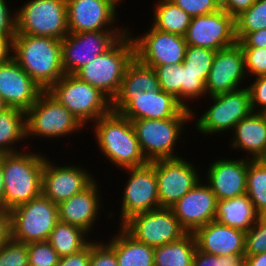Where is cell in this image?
Listing matches in <instances>:
<instances>
[{
    "label": "cell",
    "mask_w": 266,
    "mask_h": 266,
    "mask_svg": "<svg viewBox=\"0 0 266 266\" xmlns=\"http://www.w3.org/2000/svg\"><path fill=\"white\" fill-rule=\"evenodd\" d=\"M244 55L245 71L255 77L266 74V48L241 47ZM248 71V72H247Z\"/></svg>",
    "instance_id": "obj_43"
},
{
    "label": "cell",
    "mask_w": 266,
    "mask_h": 266,
    "mask_svg": "<svg viewBox=\"0 0 266 266\" xmlns=\"http://www.w3.org/2000/svg\"><path fill=\"white\" fill-rule=\"evenodd\" d=\"M194 116H175L167 119L132 120L141 150L148 162L178 158L174 146L180 139L186 122Z\"/></svg>",
    "instance_id": "obj_8"
},
{
    "label": "cell",
    "mask_w": 266,
    "mask_h": 266,
    "mask_svg": "<svg viewBox=\"0 0 266 266\" xmlns=\"http://www.w3.org/2000/svg\"><path fill=\"white\" fill-rule=\"evenodd\" d=\"M121 227L136 241L154 248L176 241L187 233L170 208L133 215Z\"/></svg>",
    "instance_id": "obj_11"
},
{
    "label": "cell",
    "mask_w": 266,
    "mask_h": 266,
    "mask_svg": "<svg viewBox=\"0 0 266 266\" xmlns=\"http://www.w3.org/2000/svg\"><path fill=\"white\" fill-rule=\"evenodd\" d=\"M13 59L44 91L65 74L59 39L15 34Z\"/></svg>",
    "instance_id": "obj_1"
},
{
    "label": "cell",
    "mask_w": 266,
    "mask_h": 266,
    "mask_svg": "<svg viewBox=\"0 0 266 266\" xmlns=\"http://www.w3.org/2000/svg\"><path fill=\"white\" fill-rule=\"evenodd\" d=\"M192 266H246V255H214L196 249Z\"/></svg>",
    "instance_id": "obj_40"
},
{
    "label": "cell",
    "mask_w": 266,
    "mask_h": 266,
    "mask_svg": "<svg viewBox=\"0 0 266 266\" xmlns=\"http://www.w3.org/2000/svg\"><path fill=\"white\" fill-rule=\"evenodd\" d=\"M191 18L220 10V0H170Z\"/></svg>",
    "instance_id": "obj_44"
},
{
    "label": "cell",
    "mask_w": 266,
    "mask_h": 266,
    "mask_svg": "<svg viewBox=\"0 0 266 266\" xmlns=\"http://www.w3.org/2000/svg\"><path fill=\"white\" fill-rule=\"evenodd\" d=\"M89 266H118L114 249L102 242L91 241V258Z\"/></svg>",
    "instance_id": "obj_45"
},
{
    "label": "cell",
    "mask_w": 266,
    "mask_h": 266,
    "mask_svg": "<svg viewBox=\"0 0 266 266\" xmlns=\"http://www.w3.org/2000/svg\"><path fill=\"white\" fill-rule=\"evenodd\" d=\"M47 159L42 171V194L56 205L82 192L95 181L81 166H54Z\"/></svg>",
    "instance_id": "obj_19"
},
{
    "label": "cell",
    "mask_w": 266,
    "mask_h": 266,
    "mask_svg": "<svg viewBox=\"0 0 266 266\" xmlns=\"http://www.w3.org/2000/svg\"><path fill=\"white\" fill-rule=\"evenodd\" d=\"M47 92L64 105L81 123L97 121L112 110V101L98 88L74 74H64Z\"/></svg>",
    "instance_id": "obj_5"
},
{
    "label": "cell",
    "mask_w": 266,
    "mask_h": 266,
    "mask_svg": "<svg viewBox=\"0 0 266 266\" xmlns=\"http://www.w3.org/2000/svg\"><path fill=\"white\" fill-rule=\"evenodd\" d=\"M141 37L132 38L135 57L150 66L174 65L184 61L188 44L184 36L167 33L154 28Z\"/></svg>",
    "instance_id": "obj_17"
},
{
    "label": "cell",
    "mask_w": 266,
    "mask_h": 266,
    "mask_svg": "<svg viewBox=\"0 0 266 266\" xmlns=\"http://www.w3.org/2000/svg\"><path fill=\"white\" fill-rule=\"evenodd\" d=\"M246 266H266V252L246 255Z\"/></svg>",
    "instance_id": "obj_53"
},
{
    "label": "cell",
    "mask_w": 266,
    "mask_h": 266,
    "mask_svg": "<svg viewBox=\"0 0 266 266\" xmlns=\"http://www.w3.org/2000/svg\"><path fill=\"white\" fill-rule=\"evenodd\" d=\"M91 258V241L80 251L59 258L57 266H89Z\"/></svg>",
    "instance_id": "obj_48"
},
{
    "label": "cell",
    "mask_w": 266,
    "mask_h": 266,
    "mask_svg": "<svg viewBox=\"0 0 266 266\" xmlns=\"http://www.w3.org/2000/svg\"><path fill=\"white\" fill-rule=\"evenodd\" d=\"M6 0H0V37H15L16 16L10 12V7Z\"/></svg>",
    "instance_id": "obj_47"
},
{
    "label": "cell",
    "mask_w": 266,
    "mask_h": 266,
    "mask_svg": "<svg viewBox=\"0 0 266 266\" xmlns=\"http://www.w3.org/2000/svg\"><path fill=\"white\" fill-rule=\"evenodd\" d=\"M256 0H220V8L236 18L243 11L248 10Z\"/></svg>",
    "instance_id": "obj_50"
},
{
    "label": "cell",
    "mask_w": 266,
    "mask_h": 266,
    "mask_svg": "<svg viewBox=\"0 0 266 266\" xmlns=\"http://www.w3.org/2000/svg\"><path fill=\"white\" fill-rule=\"evenodd\" d=\"M248 160L217 159L210 164L206 180L217 200L231 199L246 194Z\"/></svg>",
    "instance_id": "obj_23"
},
{
    "label": "cell",
    "mask_w": 266,
    "mask_h": 266,
    "mask_svg": "<svg viewBox=\"0 0 266 266\" xmlns=\"http://www.w3.org/2000/svg\"><path fill=\"white\" fill-rule=\"evenodd\" d=\"M10 213L12 240L25 244L47 241L59 222L58 205L43 194L15 207Z\"/></svg>",
    "instance_id": "obj_7"
},
{
    "label": "cell",
    "mask_w": 266,
    "mask_h": 266,
    "mask_svg": "<svg viewBox=\"0 0 266 266\" xmlns=\"http://www.w3.org/2000/svg\"><path fill=\"white\" fill-rule=\"evenodd\" d=\"M96 180L82 192L58 205L59 221L77 226L87 233L100 212V198Z\"/></svg>",
    "instance_id": "obj_25"
},
{
    "label": "cell",
    "mask_w": 266,
    "mask_h": 266,
    "mask_svg": "<svg viewBox=\"0 0 266 266\" xmlns=\"http://www.w3.org/2000/svg\"><path fill=\"white\" fill-rule=\"evenodd\" d=\"M25 138L26 112L12 107L0 111V154L18 152L14 144Z\"/></svg>",
    "instance_id": "obj_30"
},
{
    "label": "cell",
    "mask_w": 266,
    "mask_h": 266,
    "mask_svg": "<svg viewBox=\"0 0 266 266\" xmlns=\"http://www.w3.org/2000/svg\"><path fill=\"white\" fill-rule=\"evenodd\" d=\"M259 219L247 194L231 199L217 200L215 221L247 232Z\"/></svg>",
    "instance_id": "obj_27"
},
{
    "label": "cell",
    "mask_w": 266,
    "mask_h": 266,
    "mask_svg": "<svg viewBox=\"0 0 266 266\" xmlns=\"http://www.w3.org/2000/svg\"><path fill=\"white\" fill-rule=\"evenodd\" d=\"M156 71L136 57L128 64L118 94H139L159 90Z\"/></svg>",
    "instance_id": "obj_31"
},
{
    "label": "cell",
    "mask_w": 266,
    "mask_h": 266,
    "mask_svg": "<svg viewBox=\"0 0 266 266\" xmlns=\"http://www.w3.org/2000/svg\"><path fill=\"white\" fill-rule=\"evenodd\" d=\"M16 34L62 40L69 34L66 0H30L19 8Z\"/></svg>",
    "instance_id": "obj_6"
},
{
    "label": "cell",
    "mask_w": 266,
    "mask_h": 266,
    "mask_svg": "<svg viewBox=\"0 0 266 266\" xmlns=\"http://www.w3.org/2000/svg\"><path fill=\"white\" fill-rule=\"evenodd\" d=\"M204 94H206V83L202 80V74L190 71L182 62L181 104L186 109L192 110L183 99H197Z\"/></svg>",
    "instance_id": "obj_38"
},
{
    "label": "cell",
    "mask_w": 266,
    "mask_h": 266,
    "mask_svg": "<svg viewBox=\"0 0 266 266\" xmlns=\"http://www.w3.org/2000/svg\"><path fill=\"white\" fill-rule=\"evenodd\" d=\"M216 51L188 45L183 65L194 73L202 74V80L206 83Z\"/></svg>",
    "instance_id": "obj_36"
},
{
    "label": "cell",
    "mask_w": 266,
    "mask_h": 266,
    "mask_svg": "<svg viewBox=\"0 0 266 266\" xmlns=\"http://www.w3.org/2000/svg\"><path fill=\"white\" fill-rule=\"evenodd\" d=\"M13 40L14 37H0V65L13 58V54L9 55L13 52Z\"/></svg>",
    "instance_id": "obj_52"
},
{
    "label": "cell",
    "mask_w": 266,
    "mask_h": 266,
    "mask_svg": "<svg viewBox=\"0 0 266 266\" xmlns=\"http://www.w3.org/2000/svg\"><path fill=\"white\" fill-rule=\"evenodd\" d=\"M121 31H85L68 34L61 40L62 67L65 74H75L98 55L109 50L124 34Z\"/></svg>",
    "instance_id": "obj_12"
},
{
    "label": "cell",
    "mask_w": 266,
    "mask_h": 266,
    "mask_svg": "<svg viewBox=\"0 0 266 266\" xmlns=\"http://www.w3.org/2000/svg\"><path fill=\"white\" fill-rule=\"evenodd\" d=\"M124 170L130 174L121 199L120 225L133 215L160 208L154 167L148 162L146 165Z\"/></svg>",
    "instance_id": "obj_15"
},
{
    "label": "cell",
    "mask_w": 266,
    "mask_h": 266,
    "mask_svg": "<svg viewBox=\"0 0 266 266\" xmlns=\"http://www.w3.org/2000/svg\"><path fill=\"white\" fill-rule=\"evenodd\" d=\"M12 239L11 213L0 207V249Z\"/></svg>",
    "instance_id": "obj_51"
},
{
    "label": "cell",
    "mask_w": 266,
    "mask_h": 266,
    "mask_svg": "<svg viewBox=\"0 0 266 266\" xmlns=\"http://www.w3.org/2000/svg\"><path fill=\"white\" fill-rule=\"evenodd\" d=\"M66 1L69 34L85 31H129L127 27L126 29L113 27L112 24L115 22L117 15L116 6L119 5L112 0Z\"/></svg>",
    "instance_id": "obj_18"
},
{
    "label": "cell",
    "mask_w": 266,
    "mask_h": 266,
    "mask_svg": "<svg viewBox=\"0 0 266 266\" xmlns=\"http://www.w3.org/2000/svg\"><path fill=\"white\" fill-rule=\"evenodd\" d=\"M1 155L2 154H0V207H2V198H3V193H4V187H5L4 175L1 169Z\"/></svg>",
    "instance_id": "obj_54"
},
{
    "label": "cell",
    "mask_w": 266,
    "mask_h": 266,
    "mask_svg": "<svg viewBox=\"0 0 266 266\" xmlns=\"http://www.w3.org/2000/svg\"><path fill=\"white\" fill-rule=\"evenodd\" d=\"M93 124L99 148L116 166L127 169L148 163L131 120L111 110Z\"/></svg>",
    "instance_id": "obj_3"
},
{
    "label": "cell",
    "mask_w": 266,
    "mask_h": 266,
    "mask_svg": "<svg viewBox=\"0 0 266 266\" xmlns=\"http://www.w3.org/2000/svg\"><path fill=\"white\" fill-rule=\"evenodd\" d=\"M160 89L173 95L181 103L182 63L154 67Z\"/></svg>",
    "instance_id": "obj_37"
},
{
    "label": "cell",
    "mask_w": 266,
    "mask_h": 266,
    "mask_svg": "<svg viewBox=\"0 0 266 266\" xmlns=\"http://www.w3.org/2000/svg\"><path fill=\"white\" fill-rule=\"evenodd\" d=\"M247 88L250 94L252 111L260 112L266 107V74L258 76ZM258 107H260L259 110Z\"/></svg>",
    "instance_id": "obj_46"
},
{
    "label": "cell",
    "mask_w": 266,
    "mask_h": 266,
    "mask_svg": "<svg viewBox=\"0 0 266 266\" xmlns=\"http://www.w3.org/2000/svg\"><path fill=\"white\" fill-rule=\"evenodd\" d=\"M236 38L241 47L266 48V29L251 33H236Z\"/></svg>",
    "instance_id": "obj_49"
},
{
    "label": "cell",
    "mask_w": 266,
    "mask_h": 266,
    "mask_svg": "<svg viewBox=\"0 0 266 266\" xmlns=\"http://www.w3.org/2000/svg\"><path fill=\"white\" fill-rule=\"evenodd\" d=\"M112 110L131 121L193 116L194 113L162 89L139 94H117L112 101Z\"/></svg>",
    "instance_id": "obj_10"
},
{
    "label": "cell",
    "mask_w": 266,
    "mask_h": 266,
    "mask_svg": "<svg viewBox=\"0 0 266 266\" xmlns=\"http://www.w3.org/2000/svg\"><path fill=\"white\" fill-rule=\"evenodd\" d=\"M266 252V224L260 219L246 232L245 255Z\"/></svg>",
    "instance_id": "obj_42"
},
{
    "label": "cell",
    "mask_w": 266,
    "mask_h": 266,
    "mask_svg": "<svg viewBox=\"0 0 266 266\" xmlns=\"http://www.w3.org/2000/svg\"><path fill=\"white\" fill-rule=\"evenodd\" d=\"M201 182L199 180L189 192L170 207L180 225L191 233L215 220L216 195L209 185Z\"/></svg>",
    "instance_id": "obj_21"
},
{
    "label": "cell",
    "mask_w": 266,
    "mask_h": 266,
    "mask_svg": "<svg viewBox=\"0 0 266 266\" xmlns=\"http://www.w3.org/2000/svg\"><path fill=\"white\" fill-rule=\"evenodd\" d=\"M42 153L15 152L1 155L4 175L2 207L11 211L42 194Z\"/></svg>",
    "instance_id": "obj_2"
},
{
    "label": "cell",
    "mask_w": 266,
    "mask_h": 266,
    "mask_svg": "<svg viewBox=\"0 0 266 266\" xmlns=\"http://www.w3.org/2000/svg\"><path fill=\"white\" fill-rule=\"evenodd\" d=\"M259 219H260L264 224H266V210L262 211V212L259 214Z\"/></svg>",
    "instance_id": "obj_56"
},
{
    "label": "cell",
    "mask_w": 266,
    "mask_h": 266,
    "mask_svg": "<svg viewBox=\"0 0 266 266\" xmlns=\"http://www.w3.org/2000/svg\"><path fill=\"white\" fill-rule=\"evenodd\" d=\"M246 194L258 214L266 210V159H249Z\"/></svg>",
    "instance_id": "obj_34"
},
{
    "label": "cell",
    "mask_w": 266,
    "mask_h": 266,
    "mask_svg": "<svg viewBox=\"0 0 266 266\" xmlns=\"http://www.w3.org/2000/svg\"><path fill=\"white\" fill-rule=\"evenodd\" d=\"M266 122V107L259 112Z\"/></svg>",
    "instance_id": "obj_57"
},
{
    "label": "cell",
    "mask_w": 266,
    "mask_h": 266,
    "mask_svg": "<svg viewBox=\"0 0 266 266\" xmlns=\"http://www.w3.org/2000/svg\"><path fill=\"white\" fill-rule=\"evenodd\" d=\"M191 17L170 0H158L152 26L160 31L185 36Z\"/></svg>",
    "instance_id": "obj_32"
},
{
    "label": "cell",
    "mask_w": 266,
    "mask_h": 266,
    "mask_svg": "<svg viewBox=\"0 0 266 266\" xmlns=\"http://www.w3.org/2000/svg\"><path fill=\"white\" fill-rule=\"evenodd\" d=\"M185 158L150 161L157 176L160 208L172 207L200 180L196 167Z\"/></svg>",
    "instance_id": "obj_14"
},
{
    "label": "cell",
    "mask_w": 266,
    "mask_h": 266,
    "mask_svg": "<svg viewBox=\"0 0 266 266\" xmlns=\"http://www.w3.org/2000/svg\"><path fill=\"white\" fill-rule=\"evenodd\" d=\"M6 108H8V106L0 95V111L5 110Z\"/></svg>",
    "instance_id": "obj_55"
},
{
    "label": "cell",
    "mask_w": 266,
    "mask_h": 266,
    "mask_svg": "<svg viewBox=\"0 0 266 266\" xmlns=\"http://www.w3.org/2000/svg\"><path fill=\"white\" fill-rule=\"evenodd\" d=\"M112 1L118 5V3H120L121 0H112Z\"/></svg>",
    "instance_id": "obj_58"
},
{
    "label": "cell",
    "mask_w": 266,
    "mask_h": 266,
    "mask_svg": "<svg viewBox=\"0 0 266 266\" xmlns=\"http://www.w3.org/2000/svg\"><path fill=\"white\" fill-rule=\"evenodd\" d=\"M108 244L115 251L118 266H154V247L136 241L122 227Z\"/></svg>",
    "instance_id": "obj_28"
},
{
    "label": "cell",
    "mask_w": 266,
    "mask_h": 266,
    "mask_svg": "<svg viewBox=\"0 0 266 266\" xmlns=\"http://www.w3.org/2000/svg\"><path fill=\"white\" fill-rule=\"evenodd\" d=\"M246 75L240 44L237 42L230 47L220 49L215 53L206 81V94L209 93L212 97L241 88L239 84Z\"/></svg>",
    "instance_id": "obj_20"
},
{
    "label": "cell",
    "mask_w": 266,
    "mask_h": 266,
    "mask_svg": "<svg viewBox=\"0 0 266 266\" xmlns=\"http://www.w3.org/2000/svg\"><path fill=\"white\" fill-rule=\"evenodd\" d=\"M77 226L59 221L51 231L48 242L59 257L71 255L86 247L88 234Z\"/></svg>",
    "instance_id": "obj_33"
},
{
    "label": "cell",
    "mask_w": 266,
    "mask_h": 266,
    "mask_svg": "<svg viewBox=\"0 0 266 266\" xmlns=\"http://www.w3.org/2000/svg\"><path fill=\"white\" fill-rule=\"evenodd\" d=\"M196 249L194 234L187 232L176 241L154 248V266H192Z\"/></svg>",
    "instance_id": "obj_29"
},
{
    "label": "cell",
    "mask_w": 266,
    "mask_h": 266,
    "mask_svg": "<svg viewBox=\"0 0 266 266\" xmlns=\"http://www.w3.org/2000/svg\"><path fill=\"white\" fill-rule=\"evenodd\" d=\"M132 34H124L109 50L80 68L74 75L98 88L111 101L117 96L128 64L135 57Z\"/></svg>",
    "instance_id": "obj_4"
},
{
    "label": "cell",
    "mask_w": 266,
    "mask_h": 266,
    "mask_svg": "<svg viewBox=\"0 0 266 266\" xmlns=\"http://www.w3.org/2000/svg\"><path fill=\"white\" fill-rule=\"evenodd\" d=\"M29 266H57L59 256L48 241L27 244Z\"/></svg>",
    "instance_id": "obj_39"
},
{
    "label": "cell",
    "mask_w": 266,
    "mask_h": 266,
    "mask_svg": "<svg viewBox=\"0 0 266 266\" xmlns=\"http://www.w3.org/2000/svg\"><path fill=\"white\" fill-rule=\"evenodd\" d=\"M82 127V123L47 91H43L26 111V139L30 135L60 138Z\"/></svg>",
    "instance_id": "obj_9"
},
{
    "label": "cell",
    "mask_w": 266,
    "mask_h": 266,
    "mask_svg": "<svg viewBox=\"0 0 266 266\" xmlns=\"http://www.w3.org/2000/svg\"><path fill=\"white\" fill-rule=\"evenodd\" d=\"M197 249L209 254H245L246 232L211 221L194 232Z\"/></svg>",
    "instance_id": "obj_24"
},
{
    "label": "cell",
    "mask_w": 266,
    "mask_h": 266,
    "mask_svg": "<svg viewBox=\"0 0 266 266\" xmlns=\"http://www.w3.org/2000/svg\"><path fill=\"white\" fill-rule=\"evenodd\" d=\"M43 91L13 58L0 65V95L8 107L26 112Z\"/></svg>",
    "instance_id": "obj_22"
},
{
    "label": "cell",
    "mask_w": 266,
    "mask_h": 266,
    "mask_svg": "<svg viewBox=\"0 0 266 266\" xmlns=\"http://www.w3.org/2000/svg\"><path fill=\"white\" fill-rule=\"evenodd\" d=\"M184 37L191 46L215 51L230 47L238 42L235 18L222 9L193 17Z\"/></svg>",
    "instance_id": "obj_16"
},
{
    "label": "cell",
    "mask_w": 266,
    "mask_h": 266,
    "mask_svg": "<svg viewBox=\"0 0 266 266\" xmlns=\"http://www.w3.org/2000/svg\"><path fill=\"white\" fill-rule=\"evenodd\" d=\"M212 104L196 121L201 134H217L233 130L235 125L251 112L250 94L247 87H241L225 94L211 97Z\"/></svg>",
    "instance_id": "obj_13"
},
{
    "label": "cell",
    "mask_w": 266,
    "mask_h": 266,
    "mask_svg": "<svg viewBox=\"0 0 266 266\" xmlns=\"http://www.w3.org/2000/svg\"><path fill=\"white\" fill-rule=\"evenodd\" d=\"M232 147L251 154V160L266 159V122L259 112H251L233 128Z\"/></svg>",
    "instance_id": "obj_26"
},
{
    "label": "cell",
    "mask_w": 266,
    "mask_h": 266,
    "mask_svg": "<svg viewBox=\"0 0 266 266\" xmlns=\"http://www.w3.org/2000/svg\"><path fill=\"white\" fill-rule=\"evenodd\" d=\"M236 33H251L266 29V0H256L235 18Z\"/></svg>",
    "instance_id": "obj_35"
},
{
    "label": "cell",
    "mask_w": 266,
    "mask_h": 266,
    "mask_svg": "<svg viewBox=\"0 0 266 266\" xmlns=\"http://www.w3.org/2000/svg\"><path fill=\"white\" fill-rule=\"evenodd\" d=\"M0 266H29L27 244L8 241L0 249Z\"/></svg>",
    "instance_id": "obj_41"
}]
</instances>
